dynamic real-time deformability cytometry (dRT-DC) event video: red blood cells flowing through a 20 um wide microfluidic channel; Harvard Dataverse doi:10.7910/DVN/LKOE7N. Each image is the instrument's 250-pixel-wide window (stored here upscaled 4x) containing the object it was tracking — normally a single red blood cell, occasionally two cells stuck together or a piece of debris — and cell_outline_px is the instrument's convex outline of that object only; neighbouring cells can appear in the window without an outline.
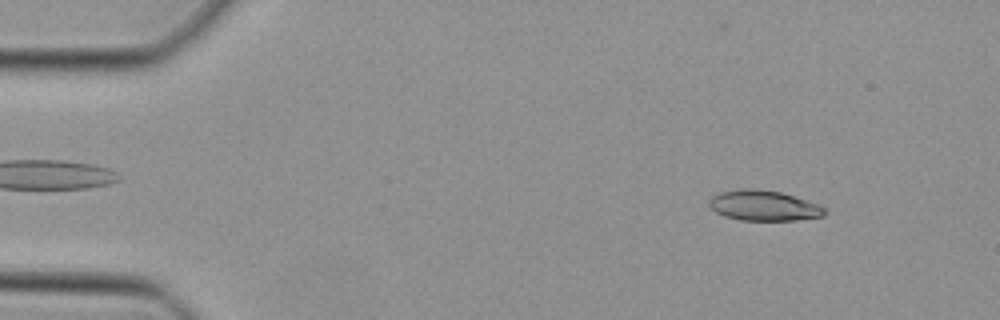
{"species": "Egyptian fruit bat (a non-hibernating species)", "species_latin": "Rousettus aegyptiacus", "temperature_condition": "cold", "stored_images_in_passage": 46, "camera_frame_rate_fps": 3000, "um_per_image_px": 0.085, "animal": {"sex": "female"}, "frame": {"image": 1, "passage_image": 5, "time_ms": 1.333, "image_size_px": [1000, 320], "cell_outline_px": [[828, 212], [824, 216], [796, 220], [740, 220], [724, 216], [716, 212], [708, 204], [708, 200], [712, 196], [720, 192], [744, 188], [752, 188], [780, 192], [816, 204], [824, 208]], "centroid_in_image_um": [64.88, 17.48], "position_along_channel_um": 20.1, "area_um2": 20.23}}
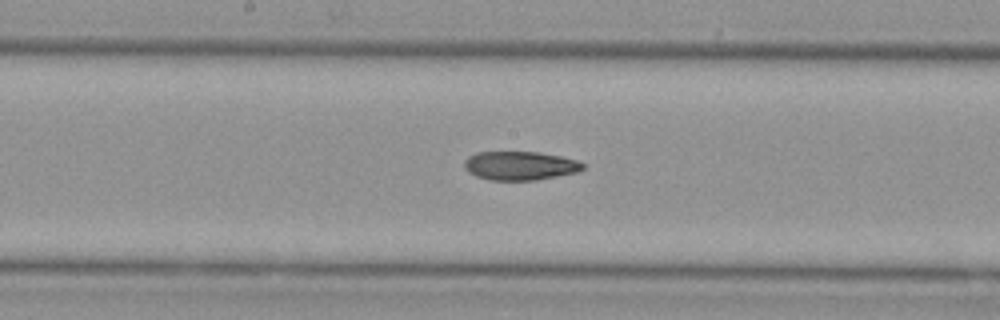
{"frame": {"image": 2, "passage_image": 24, "time_ms": 7.667, "image_size_px": [1000, 320], "cell_outline_px": [[584, 168], [576, 172], [536, 180], [488, 180], [476, 176], [468, 172], [464, 168], [464, 160], [468, 156], [476, 152], [536, 152], [560, 156], [576, 160], [584, 164]], "centroid_in_image_um": [44.15, 14.08], "position_along_channel_um": 204.1, "area_um2": 19.83}}
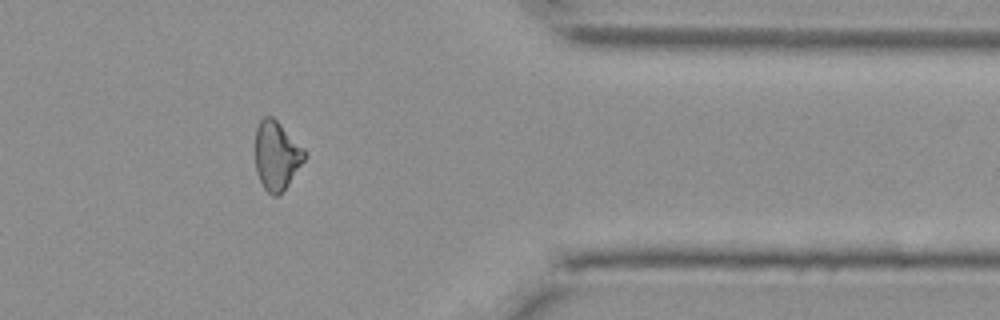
{"frame": {"image": 3, "passage_image": 38, "time_ms": 12.333, "image_size_px": [1000, 320], "cell_outline_px": [[304, 160], [280, 196], [272, 196], [264, 188], [256, 172], [256, 128], [260, 120], [264, 116], [272, 116], [304, 148]], "centroid_in_image_um": [23.49, 13.23], "position_along_channel_um": 387.9, "area_um2": 19.48}}